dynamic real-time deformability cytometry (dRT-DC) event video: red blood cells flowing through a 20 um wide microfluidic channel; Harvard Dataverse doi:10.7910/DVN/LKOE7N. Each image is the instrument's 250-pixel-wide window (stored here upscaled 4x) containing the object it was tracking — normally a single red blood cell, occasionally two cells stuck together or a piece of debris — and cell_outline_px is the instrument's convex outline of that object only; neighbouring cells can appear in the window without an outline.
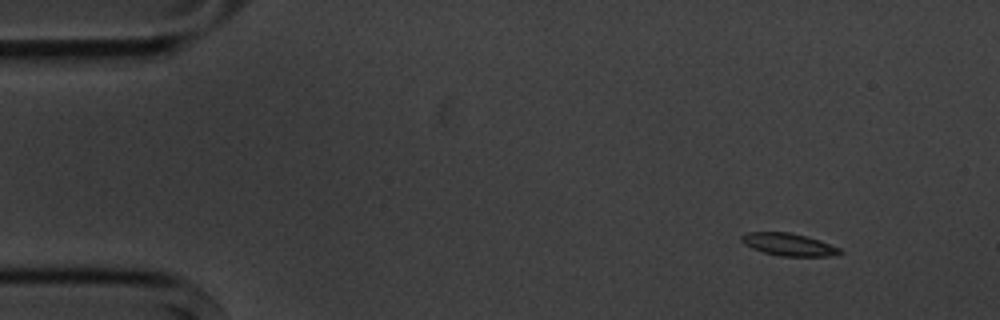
{"species": "common noctule bat (a hibernating species)", "species_latin": "Nyctalus noctula", "temperature_condition": "cold", "stored_images_in_passage": 5, "camera_frame_rate_fps": 3000, "um_per_image_px": 0.085, "animal": {"sex": "male", "body_mass_g": 20.1, "forearm_length_mm": 53.5}, "frame": {"image": 1, "passage_image": 1, "time_ms": 0.0, "image_size_px": [1000, 320], "cell_outline_px": [[844, 252], [832, 256], [780, 256], [764, 252], [752, 248], [744, 244], [740, 240], [740, 236], [748, 232], [788, 232], [808, 236], [820, 240], [840, 248]], "centroid_in_image_um": [67.05, 20.78], "position_along_channel_um": 18.0, "area_um2": 12.95}}